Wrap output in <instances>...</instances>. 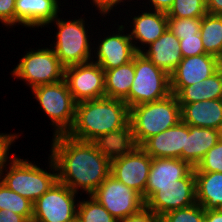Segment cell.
<instances>
[{"label":"cell","instance_id":"6da1fadb","mask_svg":"<svg viewBox=\"0 0 222 222\" xmlns=\"http://www.w3.org/2000/svg\"><path fill=\"white\" fill-rule=\"evenodd\" d=\"M50 146L49 155L56 165L58 181L80 196L91 195L110 175L111 145L58 134L52 136Z\"/></svg>","mask_w":222,"mask_h":222},{"label":"cell","instance_id":"7a4b0ae2","mask_svg":"<svg viewBox=\"0 0 222 222\" xmlns=\"http://www.w3.org/2000/svg\"><path fill=\"white\" fill-rule=\"evenodd\" d=\"M130 108L124 100L101 98L76 103L75 120L67 135L111 146L128 144Z\"/></svg>","mask_w":222,"mask_h":222},{"label":"cell","instance_id":"3957f363","mask_svg":"<svg viewBox=\"0 0 222 222\" xmlns=\"http://www.w3.org/2000/svg\"><path fill=\"white\" fill-rule=\"evenodd\" d=\"M181 121V106L175 94L130 107L128 144L141 146L148 138Z\"/></svg>","mask_w":222,"mask_h":222},{"label":"cell","instance_id":"277c9868","mask_svg":"<svg viewBox=\"0 0 222 222\" xmlns=\"http://www.w3.org/2000/svg\"><path fill=\"white\" fill-rule=\"evenodd\" d=\"M59 16L60 15L46 26L49 29L50 26H57V32L54 34L55 42L50 45L56 56L59 58V61L65 67L91 62V52H93V42L91 41L96 40V38L92 39V33H94V31L90 33L87 28H89L88 25L92 27L91 24L93 22L88 24L89 22L86 21L87 18L83 15H81L80 18L78 16V19L73 18L71 20L68 18L64 19L63 17L60 18Z\"/></svg>","mask_w":222,"mask_h":222},{"label":"cell","instance_id":"5b68a950","mask_svg":"<svg viewBox=\"0 0 222 222\" xmlns=\"http://www.w3.org/2000/svg\"><path fill=\"white\" fill-rule=\"evenodd\" d=\"M47 166L49 168H40V163L35 164V161L22 159L16 154L8 163L1 182L34 203L58 181L57 168L50 155Z\"/></svg>","mask_w":222,"mask_h":222},{"label":"cell","instance_id":"8992f818","mask_svg":"<svg viewBox=\"0 0 222 222\" xmlns=\"http://www.w3.org/2000/svg\"><path fill=\"white\" fill-rule=\"evenodd\" d=\"M40 110L47 115L53 136L67 134L75 120L76 102L69 91L66 81L39 85L31 89Z\"/></svg>","mask_w":222,"mask_h":222},{"label":"cell","instance_id":"52a82bcc","mask_svg":"<svg viewBox=\"0 0 222 222\" xmlns=\"http://www.w3.org/2000/svg\"><path fill=\"white\" fill-rule=\"evenodd\" d=\"M21 55L17 66L11 70L12 76L22 80L30 90L39 85L51 84L64 79L65 66L50 47L28 48ZM36 49V50H34Z\"/></svg>","mask_w":222,"mask_h":222},{"label":"cell","instance_id":"ba28073f","mask_svg":"<svg viewBox=\"0 0 222 222\" xmlns=\"http://www.w3.org/2000/svg\"><path fill=\"white\" fill-rule=\"evenodd\" d=\"M152 157L140 146H113L110 174L127 187L138 192L145 202V187Z\"/></svg>","mask_w":222,"mask_h":222},{"label":"cell","instance_id":"9c48e42d","mask_svg":"<svg viewBox=\"0 0 222 222\" xmlns=\"http://www.w3.org/2000/svg\"><path fill=\"white\" fill-rule=\"evenodd\" d=\"M170 94V76L138 52L135 55L133 84L124 99L128 107L158 101Z\"/></svg>","mask_w":222,"mask_h":222},{"label":"cell","instance_id":"30bf717a","mask_svg":"<svg viewBox=\"0 0 222 222\" xmlns=\"http://www.w3.org/2000/svg\"><path fill=\"white\" fill-rule=\"evenodd\" d=\"M78 196L57 181L33 203L32 222H73L77 219Z\"/></svg>","mask_w":222,"mask_h":222},{"label":"cell","instance_id":"8fae6325","mask_svg":"<svg viewBox=\"0 0 222 222\" xmlns=\"http://www.w3.org/2000/svg\"><path fill=\"white\" fill-rule=\"evenodd\" d=\"M116 23L112 28H116L118 31L114 30L115 33L114 31L112 33L110 31L100 33L99 36L101 38L98 37L97 43L93 41L92 61L97 63L104 71L117 68L132 61L138 53L135 50L129 32H126L128 30L123 25V22L121 25H119V20Z\"/></svg>","mask_w":222,"mask_h":222},{"label":"cell","instance_id":"7c38bea8","mask_svg":"<svg viewBox=\"0 0 222 222\" xmlns=\"http://www.w3.org/2000/svg\"><path fill=\"white\" fill-rule=\"evenodd\" d=\"M118 221L145 207L142 196L111 174L91 194Z\"/></svg>","mask_w":222,"mask_h":222},{"label":"cell","instance_id":"4fadbf2b","mask_svg":"<svg viewBox=\"0 0 222 222\" xmlns=\"http://www.w3.org/2000/svg\"><path fill=\"white\" fill-rule=\"evenodd\" d=\"M64 80L76 103L105 97L104 70L93 61L65 67Z\"/></svg>","mask_w":222,"mask_h":222},{"label":"cell","instance_id":"5bb4252c","mask_svg":"<svg viewBox=\"0 0 222 222\" xmlns=\"http://www.w3.org/2000/svg\"><path fill=\"white\" fill-rule=\"evenodd\" d=\"M196 178L194 170L175 184L158 187V191L145 206L158 217L166 212L196 204Z\"/></svg>","mask_w":222,"mask_h":222},{"label":"cell","instance_id":"9a60e30c","mask_svg":"<svg viewBox=\"0 0 222 222\" xmlns=\"http://www.w3.org/2000/svg\"><path fill=\"white\" fill-rule=\"evenodd\" d=\"M221 68L219 59L210 54L183 58L170 76V90L177 94L184 86L203 81Z\"/></svg>","mask_w":222,"mask_h":222},{"label":"cell","instance_id":"2e32d148","mask_svg":"<svg viewBox=\"0 0 222 222\" xmlns=\"http://www.w3.org/2000/svg\"><path fill=\"white\" fill-rule=\"evenodd\" d=\"M140 12L133 16L127 13L126 15L132 19L130 20L128 17L123 19V21L125 20V26L130 22L129 26H126L127 30H129L127 32H129L137 52H141L150 43L156 41L168 28V16L166 12L146 8Z\"/></svg>","mask_w":222,"mask_h":222},{"label":"cell","instance_id":"e0dca14e","mask_svg":"<svg viewBox=\"0 0 222 222\" xmlns=\"http://www.w3.org/2000/svg\"><path fill=\"white\" fill-rule=\"evenodd\" d=\"M61 0H16L15 27H45L62 13Z\"/></svg>","mask_w":222,"mask_h":222},{"label":"cell","instance_id":"ac0fdd59","mask_svg":"<svg viewBox=\"0 0 222 222\" xmlns=\"http://www.w3.org/2000/svg\"><path fill=\"white\" fill-rule=\"evenodd\" d=\"M194 167L177 158H152V164L145 187V203L158 191L160 186L175 184L176 180L187 177Z\"/></svg>","mask_w":222,"mask_h":222},{"label":"cell","instance_id":"d6986e66","mask_svg":"<svg viewBox=\"0 0 222 222\" xmlns=\"http://www.w3.org/2000/svg\"><path fill=\"white\" fill-rule=\"evenodd\" d=\"M186 142V124L180 121L174 127L148 138L140 147L152 158L181 159Z\"/></svg>","mask_w":222,"mask_h":222},{"label":"cell","instance_id":"ffe728a7","mask_svg":"<svg viewBox=\"0 0 222 222\" xmlns=\"http://www.w3.org/2000/svg\"><path fill=\"white\" fill-rule=\"evenodd\" d=\"M140 53L168 75L174 71L183 59L180 51L179 38L174 35L169 28Z\"/></svg>","mask_w":222,"mask_h":222},{"label":"cell","instance_id":"44dd1931","mask_svg":"<svg viewBox=\"0 0 222 222\" xmlns=\"http://www.w3.org/2000/svg\"><path fill=\"white\" fill-rule=\"evenodd\" d=\"M181 121L185 124L221 130L222 99L203 100L199 102L180 104Z\"/></svg>","mask_w":222,"mask_h":222},{"label":"cell","instance_id":"7402d4cb","mask_svg":"<svg viewBox=\"0 0 222 222\" xmlns=\"http://www.w3.org/2000/svg\"><path fill=\"white\" fill-rule=\"evenodd\" d=\"M220 139V130L186 124V142L185 148L182 150L181 160L196 167L207 151Z\"/></svg>","mask_w":222,"mask_h":222},{"label":"cell","instance_id":"603a6c76","mask_svg":"<svg viewBox=\"0 0 222 222\" xmlns=\"http://www.w3.org/2000/svg\"><path fill=\"white\" fill-rule=\"evenodd\" d=\"M196 201L205 210L218 209L222 205V173L194 172Z\"/></svg>","mask_w":222,"mask_h":222},{"label":"cell","instance_id":"cb8c5ba5","mask_svg":"<svg viewBox=\"0 0 222 222\" xmlns=\"http://www.w3.org/2000/svg\"><path fill=\"white\" fill-rule=\"evenodd\" d=\"M176 96L179 104L222 99V67L209 78L190 86H184Z\"/></svg>","mask_w":222,"mask_h":222},{"label":"cell","instance_id":"d4e9b609","mask_svg":"<svg viewBox=\"0 0 222 222\" xmlns=\"http://www.w3.org/2000/svg\"><path fill=\"white\" fill-rule=\"evenodd\" d=\"M105 97L124 100L135 77V56L132 61L117 68L104 71Z\"/></svg>","mask_w":222,"mask_h":222},{"label":"cell","instance_id":"484cf974","mask_svg":"<svg viewBox=\"0 0 222 222\" xmlns=\"http://www.w3.org/2000/svg\"><path fill=\"white\" fill-rule=\"evenodd\" d=\"M200 36L205 52L218 58L222 50V15L206 13L201 18Z\"/></svg>","mask_w":222,"mask_h":222},{"label":"cell","instance_id":"4316f807","mask_svg":"<svg viewBox=\"0 0 222 222\" xmlns=\"http://www.w3.org/2000/svg\"><path fill=\"white\" fill-rule=\"evenodd\" d=\"M4 209L11 210L23 216L28 222H32L33 203L9 189L0 181V210Z\"/></svg>","mask_w":222,"mask_h":222},{"label":"cell","instance_id":"83f0119b","mask_svg":"<svg viewBox=\"0 0 222 222\" xmlns=\"http://www.w3.org/2000/svg\"><path fill=\"white\" fill-rule=\"evenodd\" d=\"M86 198H80L78 202L79 222H119L91 195H86Z\"/></svg>","mask_w":222,"mask_h":222},{"label":"cell","instance_id":"f1b7e54d","mask_svg":"<svg viewBox=\"0 0 222 222\" xmlns=\"http://www.w3.org/2000/svg\"><path fill=\"white\" fill-rule=\"evenodd\" d=\"M207 13L206 0H174L168 17L202 18Z\"/></svg>","mask_w":222,"mask_h":222},{"label":"cell","instance_id":"f546056e","mask_svg":"<svg viewBox=\"0 0 222 222\" xmlns=\"http://www.w3.org/2000/svg\"><path fill=\"white\" fill-rule=\"evenodd\" d=\"M205 209L199 204L171 210L159 217V222H204Z\"/></svg>","mask_w":222,"mask_h":222},{"label":"cell","instance_id":"4dcf8cb0","mask_svg":"<svg viewBox=\"0 0 222 222\" xmlns=\"http://www.w3.org/2000/svg\"><path fill=\"white\" fill-rule=\"evenodd\" d=\"M201 18L168 17V28L179 39L200 33Z\"/></svg>","mask_w":222,"mask_h":222},{"label":"cell","instance_id":"1f68e13d","mask_svg":"<svg viewBox=\"0 0 222 222\" xmlns=\"http://www.w3.org/2000/svg\"><path fill=\"white\" fill-rule=\"evenodd\" d=\"M194 172L222 173V139L207 151L203 159L194 167Z\"/></svg>","mask_w":222,"mask_h":222},{"label":"cell","instance_id":"d6a6232c","mask_svg":"<svg viewBox=\"0 0 222 222\" xmlns=\"http://www.w3.org/2000/svg\"><path fill=\"white\" fill-rule=\"evenodd\" d=\"M23 135L22 133H0V181L8 163L15 157V153H11V147L18 138ZM10 155V156H9ZM10 159V160H9Z\"/></svg>","mask_w":222,"mask_h":222},{"label":"cell","instance_id":"836d02e7","mask_svg":"<svg viewBox=\"0 0 222 222\" xmlns=\"http://www.w3.org/2000/svg\"><path fill=\"white\" fill-rule=\"evenodd\" d=\"M180 51L183 58L205 54L200 33L189 37H182L179 39Z\"/></svg>","mask_w":222,"mask_h":222},{"label":"cell","instance_id":"e575fe53","mask_svg":"<svg viewBox=\"0 0 222 222\" xmlns=\"http://www.w3.org/2000/svg\"><path fill=\"white\" fill-rule=\"evenodd\" d=\"M15 1L0 0V24L8 29L15 26Z\"/></svg>","mask_w":222,"mask_h":222},{"label":"cell","instance_id":"d590c367","mask_svg":"<svg viewBox=\"0 0 222 222\" xmlns=\"http://www.w3.org/2000/svg\"><path fill=\"white\" fill-rule=\"evenodd\" d=\"M130 1H134V0H90V3L93 5L92 8H95V11L98 10V13L105 17L106 16H110V12H113L114 9H118V8H114V7H120L119 5L121 4L122 6H124V3L126 5V2H130ZM108 14V15H107Z\"/></svg>","mask_w":222,"mask_h":222},{"label":"cell","instance_id":"8d00e7d4","mask_svg":"<svg viewBox=\"0 0 222 222\" xmlns=\"http://www.w3.org/2000/svg\"><path fill=\"white\" fill-rule=\"evenodd\" d=\"M119 222H159V217L145 206L139 212L121 219Z\"/></svg>","mask_w":222,"mask_h":222},{"label":"cell","instance_id":"74e56055","mask_svg":"<svg viewBox=\"0 0 222 222\" xmlns=\"http://www.w3.org/2000/svg\"><path fill=\"white\" fill-rule=\"evenodd\" d=\"M138 1V0H137ZM143 1V0H142ZM145 1V0H144ZM149 5V7L146 5ZM144 5L141 7H144L149 10H156V11H163L168 12V10L172 7L174 0H148Z\"/></svg>","mask_w":222,"mask_h":222},{"label":"cell","instance_id":"f35d334b","mask_svg":"<svg viewBox=\"0 0 222 222\" xmlns=\"http://www.w3.org/2000/svg\"><path fill=\"white\" fill-rule=\"evenodd\" d=\"M0 222H28L23 216L11 210H0Z\"/></svg>","mask_w":222,"mask_h":222},{"label":"cell","instance_id":"ab89813d","mask_svg":"<svg viewBox=\"0 0 222 222\" xmlns=\"http://www.w3.org/2000/svg\"><path fill=\"white\" fill-rule=\"evenodd\" d=\"M207 13L222 15V0H206Z\"/></svg>","mask_w":222,"mask_h":222},{"label":"cell","instance_id":"60d3db41","mask_svg":"<svg viewBox=\"0 0 222 222\" xmlns=\"http://www.w3.org/2000/svg\"><path fill=\"white\" fill-rule=\"evenodd\" d=\"M204 222H222V212L218 209L205 210Z\"/></svg>","mask_w":222,"mask_h":222},{"label":"cell","instance_id":"b9f144b4","mask_svg":"<svg viewBox=\"0 0 222 222\" xmlns=\"http://www.w3.org/2000/svg\"><path fill=\"white\" fill-rule=\"evenodd\" d=\"M218 59H219L220 65L222 67V50H221V53H220V56L218 57Z\"/></svg>","mask_w":222,"mask_h":222},{"label":"cell","instance_id":"7bdbcfd3","mask_svg":"<svg viewBox=\"0 0 222 222\" xmlns=\"http://www.w3.org/2000/svg\"><path fill=\"white\" fill-rule=\"evenodd\" d=\"M220 138L222 139V128L220 130Z\"/></svg>","mask_w":222,"mask_h":222},{"label":"cell","instance_id":"ee69618b","mask_svg":"<svg viewBox=\"0 0 222 222\" xmlns=\"http://www.w3.org/2000/svg\"><path fill=\"white\" fill-rule=\"evenodd\" d=\"M218 210H220L222 212V205L218 208Z\"/></svg>","mask_w":222,"mask_h":222}]
</instances>
